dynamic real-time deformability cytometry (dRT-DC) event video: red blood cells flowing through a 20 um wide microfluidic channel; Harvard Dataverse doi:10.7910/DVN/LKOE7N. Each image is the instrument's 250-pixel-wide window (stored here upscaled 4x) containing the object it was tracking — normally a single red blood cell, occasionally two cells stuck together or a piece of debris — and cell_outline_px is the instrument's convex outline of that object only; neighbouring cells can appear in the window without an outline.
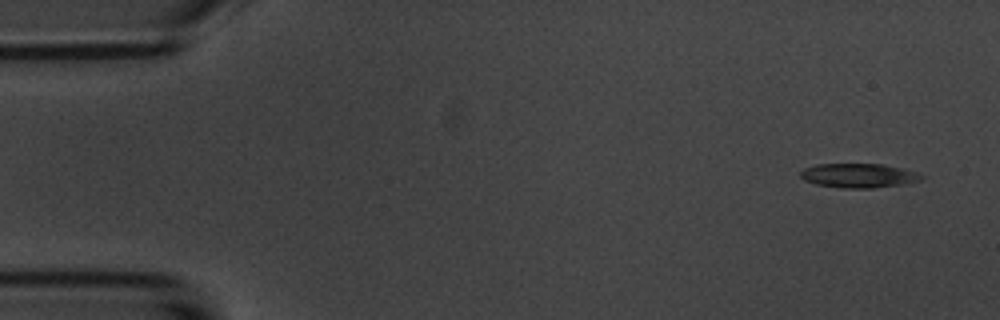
{"species": "common noctule bat (a hibernating species)", "species_latin": "Nyctalus noctula", "temperature_condition": "room temperature", "stored_images_in_passage": 6, "camera_frame_rate_fps": 3000, "um_per_image_px": 0.085, "animal": {"sex": "male", "body_mass_g": 20.1, "forearm_length_mm": 53.5}, "frame": {"image": 1, "passage_image": 1, "time_ms": 0.0, "image_size_px": [1000, 320], "cell_outline_px": [[924, 176], [920, 180], [904, 184], [872, 188], [840, 188], [816, 184], [804, 180], [800, 176], [800, 172], [804, 168], [816, 164], [884, 164], [916, 172]], "centroid_in_image_um": [72.96, 14.92], "position_along_channel_um": 12.0, "area_um2": 17.05}}
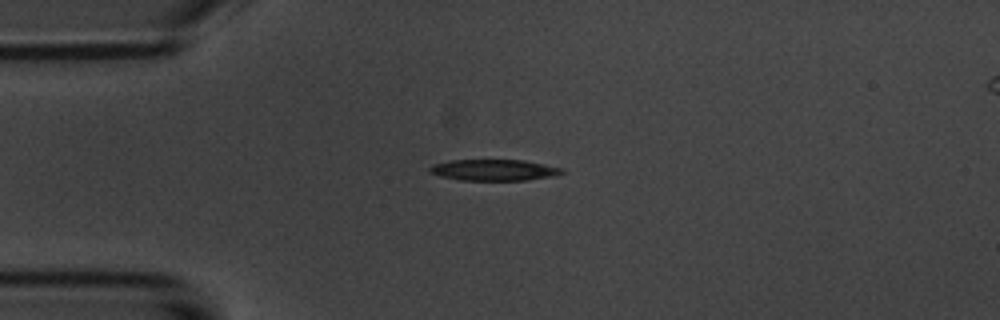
{"frame": {"image": 2, "passage_image": 4, "time_ms": 3.333, "image_size_px": [1000, 320], "cell_outline_px": [[564, 172], [556, 176], [528, 180], [460, 180], [440, 176], [428, 172], [428, 168], [432, 164], [448, 160], [524, 160], [564, 168]], "centroid_in_image_um": [41.98, 14.45], "position_along_channel_um": 43.0, "area_um2": 16.53}}